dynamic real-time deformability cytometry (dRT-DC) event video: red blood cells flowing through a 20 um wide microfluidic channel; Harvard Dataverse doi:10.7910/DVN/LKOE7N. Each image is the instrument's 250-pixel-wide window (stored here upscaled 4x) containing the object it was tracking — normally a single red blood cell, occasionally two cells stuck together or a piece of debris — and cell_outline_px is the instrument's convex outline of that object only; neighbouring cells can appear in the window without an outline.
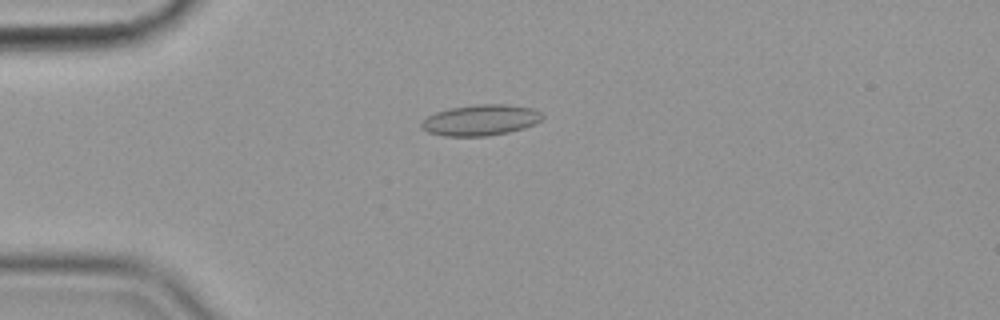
{"species": "common noctule bat (a hibernating species)", "species_latin": "Nyctalus noctula", "temperature_condition": "cold", "stored_images_in_passage": 57, "camera_frame_rate_fps": 3000, "um_per_image_px": 0.085, "animal": {"sex": "female", "body_mass_g": 19.9}, "frame": {"image": 1, "passage_image": 15, "time_ms": 4.667, "image_size_px": [1000, 320], "cell_outline_px": [[544, 116], [536, 124], [524, 128], [508, 132], [488, 136], [444, 136], [428, 132], [420, 128], [420, 124], [428, 116], [436, 112], [448, 108], [476, 104], [508, 104], [532, 108], [540, 112]], "centroid_in_image_um": [40.85, 10.2], "position_along_channel_um": 44.1, "area_um2": 21.91}}
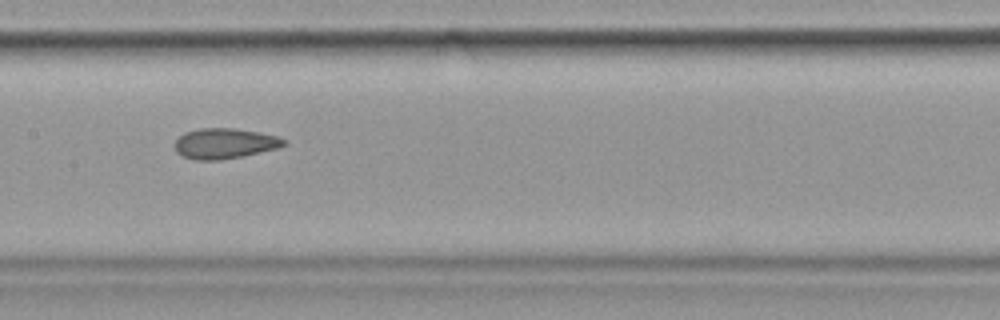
{"frame": {"image": 2, "passage_image": 29, "time_ms": 9.333, "image_size_px": [1000, 320], "cell_outline_px": [[284, 144], [280, 148], [244, 156], [220, 160], [192, 160], [180, 156], [176, 152], [172, 144], [184, 132], [200, 128], [232, 128], [256, 132], [276, 136], [284, 140]], "centroid_in_image_um": [19.01, 12.21], "position_along_channel_um": 188.4, "area_um2": 19.48}}
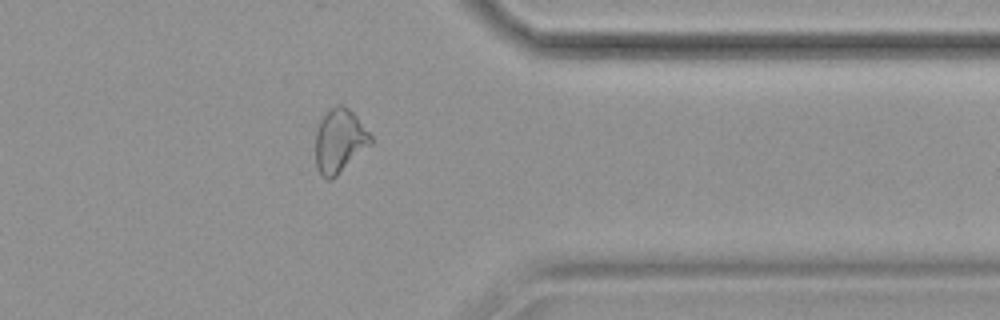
{"frame": {"image": 3, "passage_image": 46, "time_ms": 15.0, "image_size_px": [1000, 320], "cell_outline_px": [[372, 144], [332, 180], [328, 180], [316, 168], [316, 132], [320, 120], [336, 104], [344, 104], [356, 116], [372, 136]], "centroid_in_image_um": [28.87, 11.98], "position_along_channel_um": 382.5, "area_um2": 20.4}, "authors_computed_cell_mechanics": {"area_um2": 20.519, "velocity_mm_per_s": 3.5755, "shape_relaxation_time_tau1_ms": 9.9865, "shape_relaxation_time_tau2_ms": 3.1414, "deformation_change_tau1": 0.158, "deformation_change_tau2": 0.0881}}